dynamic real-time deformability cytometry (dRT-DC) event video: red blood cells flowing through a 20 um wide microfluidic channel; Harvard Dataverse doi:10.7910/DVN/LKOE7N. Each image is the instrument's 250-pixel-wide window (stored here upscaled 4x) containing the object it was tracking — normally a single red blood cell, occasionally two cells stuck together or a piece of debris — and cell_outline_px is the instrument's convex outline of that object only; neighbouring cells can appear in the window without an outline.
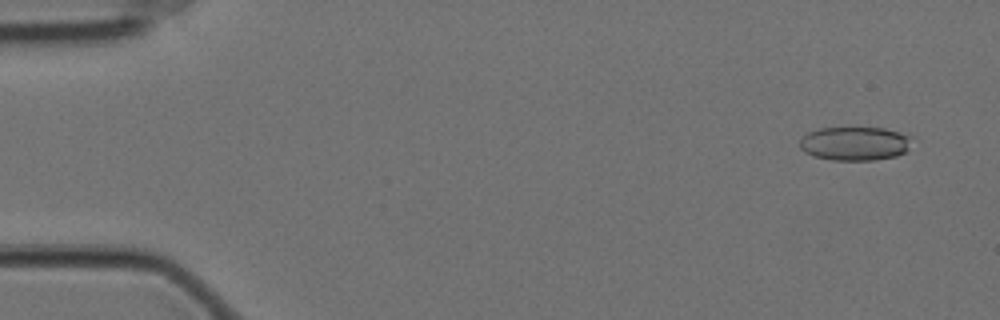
{"species": "Egyptian fruit bat (a non-hibernating species)", "species_latin": "Rousettus aegyptiacus", "temperature_condition": "cold", "stored_images_in_passage": 58, "camera_frame_rate_fps": 3000, "um_per_image_px": 0.085, "animal": {"sex": "female"}, "frame": {"image": 1, "passage_image": 4, "time_ms": 1.0, "image_size_px": [1000, 320], "cell_outline_px": [[912, 136], [908, 148], [904, 152], [896, 156], [872, 160], [832, 160], [812, 156], [804, 152], [800, 148], [800, 140], [808, 132], [820, 128], [884, 128], [900, 132]], "centroid_in_image_um": [72.65, 12.2], "position_along_channel_um": 12.4, "area_um2": 22.08}}
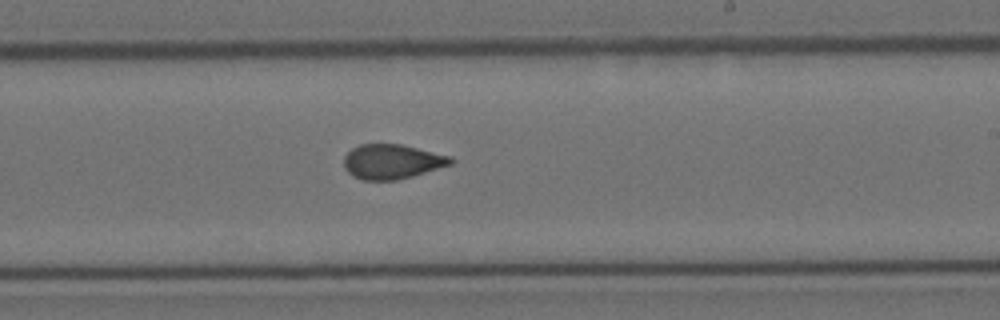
{"frame": {"image": 2, "passage_image": 35, "time_ms": 11.333, "image_size_px": [1000, 320], "cell_outline_px": [[456, 160], [452, 164], [412, 176], [396, 180], [360, 180], [352, 176], [344, 168], [344, 156], [352, 148], [360, 144], [400, 144], [452, 156]], "centroid_in_image_um": [33.32, 13.74], "position_along_channel_um": 255.7, "area_um2": 21.68}}
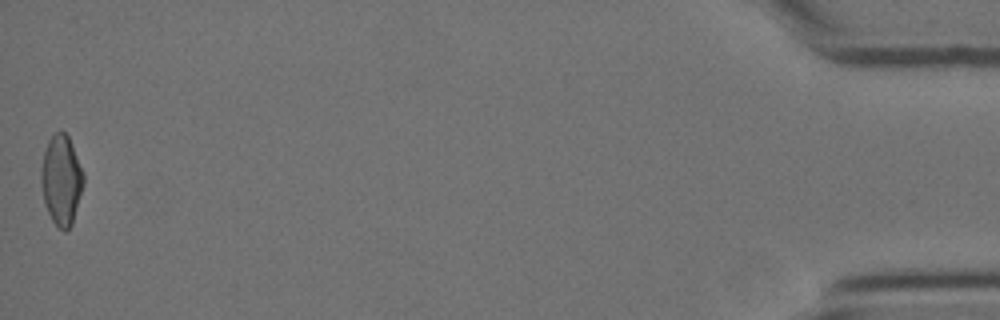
{"frame": {"image": 3, "passage_image": 58, "time_ms": 19.0, "image_size_px": [1000, 320], "cell_outline_px": [[84, 184], [72, 224], [64, 232], [52, 220], [44, 204], [40, 180], [40, 172], [44, 152], [48, 140], [56, 132], [64, 132], [68, 136], [72, 144], [84, 172]], "centroid_in_image_um": [5.21, 15.3], "position_along_channel_um": 430.0, "area_um2": 22.25}, "authors_computed_cell_mechanics": {"area_um2": 22.0796, "velocity_mm_per_s": 3.5168, "shape_relaxation_time_tau1_ms": null, "shape_relaxation_time_tau2_ms": 1.6482, "deformation_change_tau1": null, "deformation_change_tau2": 0.0599}}